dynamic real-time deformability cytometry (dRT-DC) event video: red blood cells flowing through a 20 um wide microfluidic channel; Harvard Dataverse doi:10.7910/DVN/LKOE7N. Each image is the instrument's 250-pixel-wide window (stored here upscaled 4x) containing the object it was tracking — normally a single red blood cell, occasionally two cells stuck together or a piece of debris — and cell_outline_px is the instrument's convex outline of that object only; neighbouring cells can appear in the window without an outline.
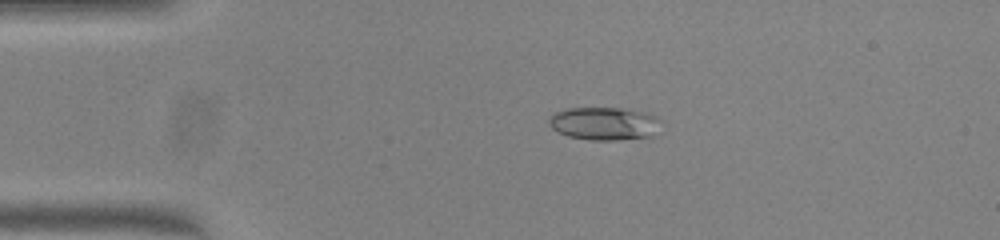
{"species": "common noctule bat (a hibernating species)", "species_latin": "Nyctalus noctula", "temperature_condition": "warm", "stored_images_in_passage": 42, "camera_frame_rate_fps": 3000, "um_per_image_px": 0.085, "animal": {"sex": "female", "body_mass_g": 23.0, "forearm_length_mm": 53.4}, "frame": {"image": 1, "passage_image": 2, "time_ms": 0.333, "image_size_px": [1000, 240], "cell_outline_px": [[660, 120], [652, 136], [616, 140], [592, 140], [568, 136], [556, 132], [548, 124], [548, 116], [552, 112], [568, 108], [620, 108], [644, 112], [656, 116]], "centroid_in_image_um": [51.27, 10.49], "position_along_channel_um": 33.7, "area_um2": 21.56}}
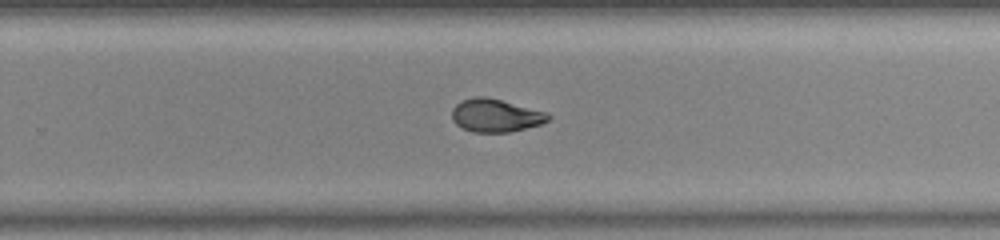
{"frame": {"image": 2, "passage_image": 24, "time_ms": 7.667, "image_size_px": [1000, 240], "cell_outline_px": [[552, 116], [548, 120], [540, 124], [508, 132], [472, 132], [456, 124], [452, 120], [452, 108], [456, 104], [464, 100], [476, 96], [484, 96], [548, 112]], "centroid_in_image_um": [42.12, 9.81], "position_along_channel_um": 287.7, "area_um2": 18.32}}
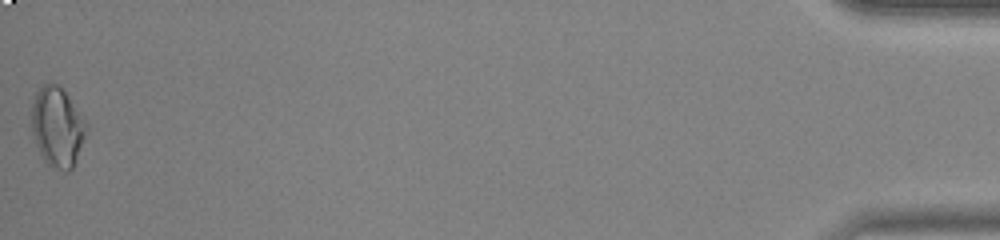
{"frame": {"image": 3, "passage_image": 42, "time_ms": 13.667, "image_size_px": [1000, 240], "cell_outline_px": [[88, 128], [72, 168], [68, 172], [48, 164], [44, 160], [36, 144], [32, 132], [32, 104], [36, 92], [44, 84], [56, 84], [64, 92], [88, 124]], "centroid_in_image_um": [4.87, 10.8], "position_along_channel_um": 430.3, "area_um2": 24.74}, "authors_computed_cell_mechanics": {"area_um2": 19.3052, "velocity_mm_per_s": 4.0427, "shape_relaxation_time_tau1_ms": null, "shape_relaxation_time_tau2_ms": 1.4862, "deformation_change_tau1": null, "deformation_change_tau2": 0.0552}}